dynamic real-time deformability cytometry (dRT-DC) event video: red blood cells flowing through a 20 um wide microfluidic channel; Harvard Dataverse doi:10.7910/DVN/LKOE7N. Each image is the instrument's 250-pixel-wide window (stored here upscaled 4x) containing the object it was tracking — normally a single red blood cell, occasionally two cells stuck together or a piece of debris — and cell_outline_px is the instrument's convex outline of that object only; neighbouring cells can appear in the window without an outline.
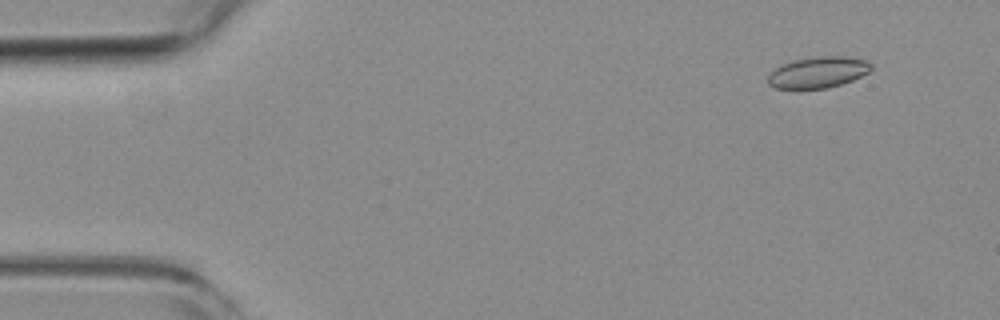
{"species": "common noctule bat (a hibernating species)", "species_latin": "Nyctalus noctula", "temperature_condition": "room temperature", "stored_images_in_passage": 48, "camera_frame_rate_fps": 3000, "um_per_image_px": 0.085, "animal": {"sex": "female", "body_mass_g": 19.3, "forearm_length_mm": 54.1}, "frame": {"image": 1, "passage_image": 5, "time_ms": 1.333, "image_size_px": [1000, 320], "cell_outline_px": [[872, 68], [868, 72], [852, 80], [828, 88], [776, 88], [768, 84], [768, 76], [780, 64], [792, 60], [816, 56], [844, 56], [868, 60], [872, 64]], "centroid_in_image_um": [69.54, 6.13], "position_along_channel_um": 15.5, "area_um2": 18.73}}
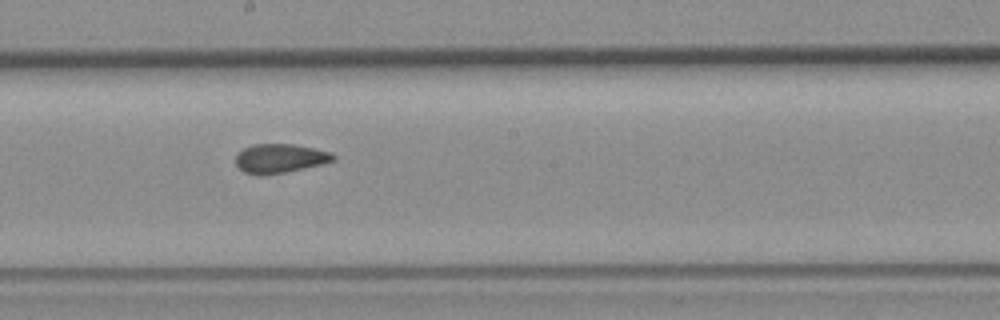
{"frame": {"image": 2, "passage_image": 24, "time_ms": 7.667, "image_size_px": [1000, 320], "cell_outline_px": [[336, 160], [288, 172], [260, 176], [256, 176], [244, 172], [236, 164], [236, 156], [244, 148], [252, 144], [292, 144], [332, 152], [336, 156]], "centroid_in_image_um": [23.79, 13.48], "position_along_channel_um": 224.4, "area_um2": 16.59}}
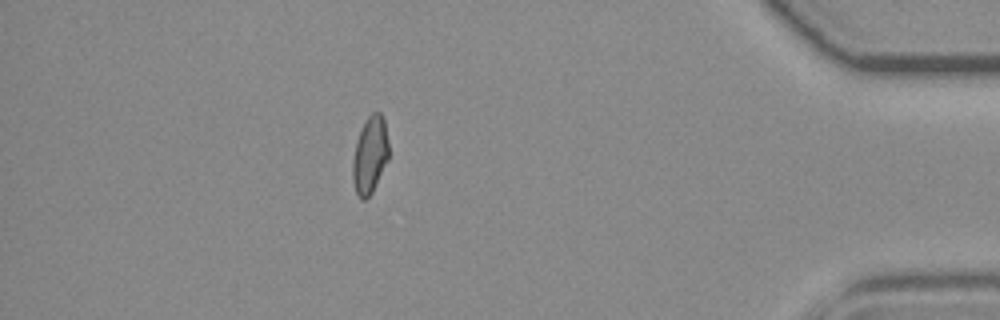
{"frame": {"image": 3, "passage_image": 42, "time_ms": 13.667, "image_size_px": [1000, 320], "cell_outline_px": [[388, 160], [372, 192], [364, 200], [360, 200], [356, 192], [352, 180], [352, 160], [356, 140], [368, 116], [372, 112], [380, 112], [384, 120], [388, 140]], "centroid_in_image_um": [31.43, 13.19], "position_along_channel_um": 403.8, "area_um2": 16.18}, "authors_computed_cell_mechanics": {"area_um2": 16.7331, "velocity_mm_per_s": 3.822, "shape_relaxation_time_tau1_ms": null, "shape_relaxation_time_tau2_ms": 1.9424, "deformation_change_tau1": null, "deformation_change_tau2": 0.0625}}